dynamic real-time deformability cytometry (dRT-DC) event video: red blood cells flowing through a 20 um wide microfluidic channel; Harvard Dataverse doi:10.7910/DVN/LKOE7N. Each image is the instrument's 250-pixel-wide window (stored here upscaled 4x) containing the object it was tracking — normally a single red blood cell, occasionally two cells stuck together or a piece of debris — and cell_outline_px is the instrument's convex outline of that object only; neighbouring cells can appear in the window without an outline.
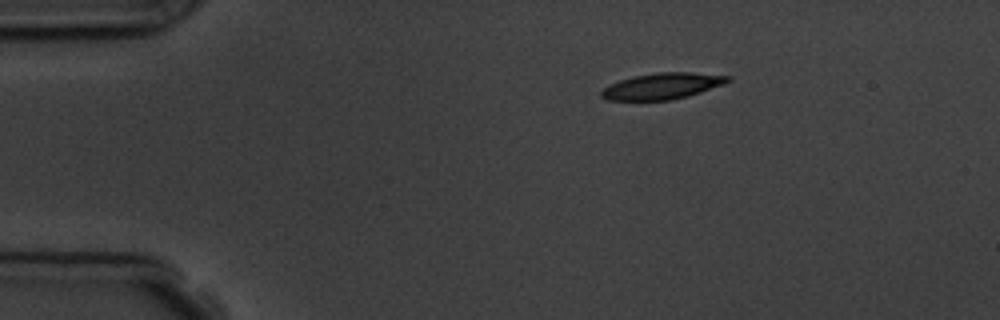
{"species": "common noctule bat (a hibernating species)", "species_latin": "Nyctalus noctula", "temperature_condition": "room temperature", "stored_images_in_passage": 3, "camera_frame_rate_fps": 3000, "um_per_image_px": 0.085, "animal": {"sex": "male", "body_mass_g": 19.5, "forearm_length_mm": 54.6}, "frame": {"image": 1, "passage_image": 1, "time_ms": 0.0, "image_size_px": [1000, 320], "cell_outline_px": [[732, 80], [724, 84], [688, 96], [672, 100], [608, 100], [600, 96], [600, 92], [604, 88], [620, 80], [632, 76], [656, 72], [692, 72], [732, 76]], "centroid_in_image_um": [56.32, 7.31], "position_along_channel_um": 28.7, "area_um2": 19.36}}